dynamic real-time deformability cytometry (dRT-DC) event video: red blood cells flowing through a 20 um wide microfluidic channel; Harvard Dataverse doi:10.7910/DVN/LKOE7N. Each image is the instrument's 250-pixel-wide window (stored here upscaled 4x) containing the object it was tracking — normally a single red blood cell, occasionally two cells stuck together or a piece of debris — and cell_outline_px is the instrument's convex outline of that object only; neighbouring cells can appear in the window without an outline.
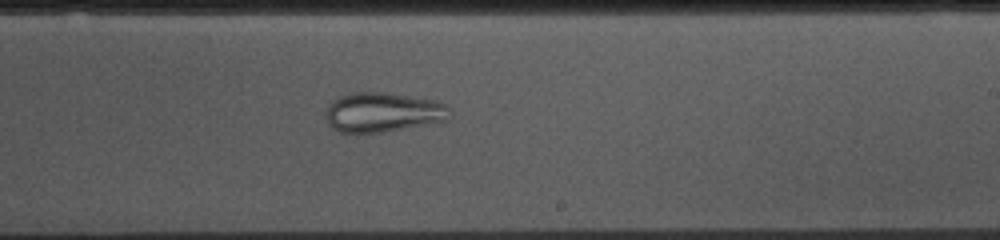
{"species": "common noctule bat (a hibernating species)", "species_latin": "Nyctalus noctula", "temperature_condition": "cold", "stored_images_in_passage": 53, "camera_frame_rate_fps": 3000, "um_per_image_px": 0.085, "animal": {"sex": "female", "body_mass_g": 10.0, "forearm_length_mm": 53.1}, "frame": {"image": 1, "passage_image": 30, "time_ms": 9.667, "image_size_px": [1000, 240], "cell_outline_px": [[452, 108], [448, 120], [384, 132], [340, 132], [332, 128], [328, 124], [324, 116], [328, 104], [332, 100], [340, 96], [352, 92], [384, 92], [436, 100]], "centroid_in_image_um": [32.53, 9.53], "position_along_channel_um": 256.5, "area_um2": 28.84}}
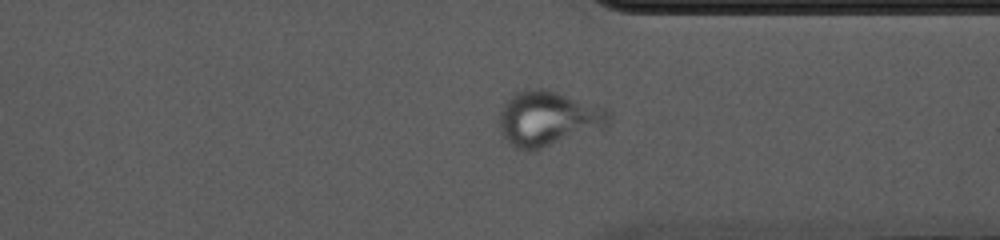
{"frame": {"image": 2, "passage_image": 39, "time_ms": 12.667, "image_size_px": [1000, 240], "cell_outline_px": [[612, 116], [608, 124], [604, 128], [532, 152], [528, 152], [516, 148], [504, 140], [500, 132], [500, 112], [504, 104], [516, 92], [528, 88], [544, 88], [608, 108]], "centroid_in_image_um": [46.6, 10.1], "position_along_channel_um": 364.8, "area_um2": 35.6}}
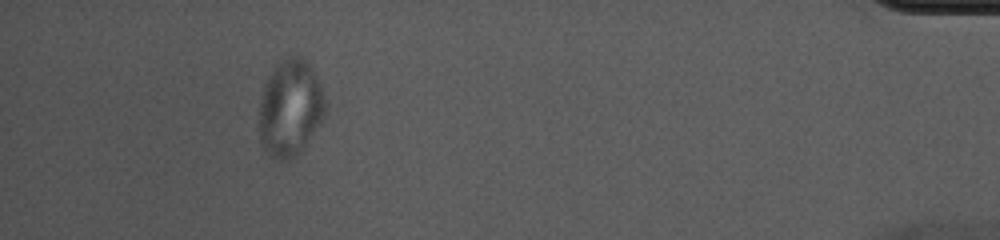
{"frame": {"image": 3, "passage_image": 48, "time_ms": 15.667, "image_size_px": [1000, 240], "cell_outline_px": [[328, 108], [320, 124], [296, 156], [288, 160], [280, 160], [268, 156], [260, 144], [256, 120], [260, 96], [264, 84], [272, 68], [280, 60], [288, 56], [300, 56], [308, 60], [324, 92]], "centroid_in_image_um": [24.63, 9.18], "position_along_channel_um": 410.6, "area_um2": 38.49}}